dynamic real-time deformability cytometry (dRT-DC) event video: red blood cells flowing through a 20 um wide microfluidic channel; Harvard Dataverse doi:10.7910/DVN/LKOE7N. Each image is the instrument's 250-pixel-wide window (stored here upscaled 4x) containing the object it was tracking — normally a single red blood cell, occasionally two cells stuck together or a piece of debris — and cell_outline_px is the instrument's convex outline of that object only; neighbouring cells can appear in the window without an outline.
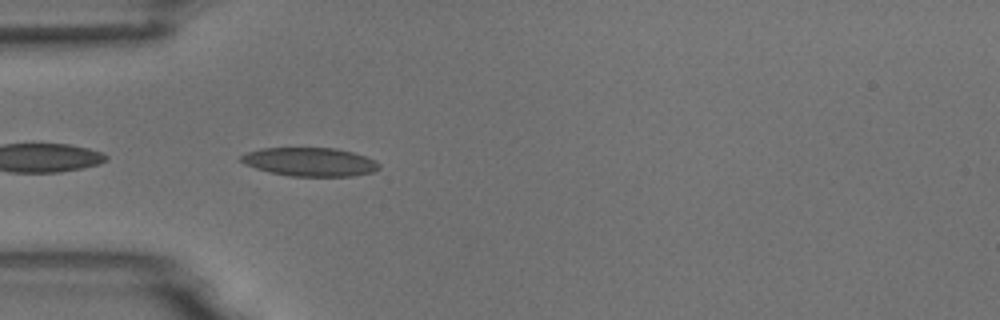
{"species": "common noctule bat (a hibernating species)", "species_latin": "Nyctalus noctula", "temperature_condition": "room temperature", "stored_images_in_passage": 5, "camera_frame_rate_fps": 3000, "um_per_image_px": 0.085, "animal": {"sex": "male", "body_mass_g": 18.8}, "frame": {"image": 1, "passage_image": 5, "time_ms": 4.333, "image_size_px": [1000, 320], "cell_outline_px": [[380, 168], [372, 172], [352, 176], [288, 176], [268, 172], [244, 164], [240, 160], [240, 156], [248, 152], [260, 148], [336, 148], [352, 152], [376, 160], [380, 164]], "centroid_in_image_um": [26.33, 13.76], "position_along_channel_um": 58.7, "area_um2": 23.06}}